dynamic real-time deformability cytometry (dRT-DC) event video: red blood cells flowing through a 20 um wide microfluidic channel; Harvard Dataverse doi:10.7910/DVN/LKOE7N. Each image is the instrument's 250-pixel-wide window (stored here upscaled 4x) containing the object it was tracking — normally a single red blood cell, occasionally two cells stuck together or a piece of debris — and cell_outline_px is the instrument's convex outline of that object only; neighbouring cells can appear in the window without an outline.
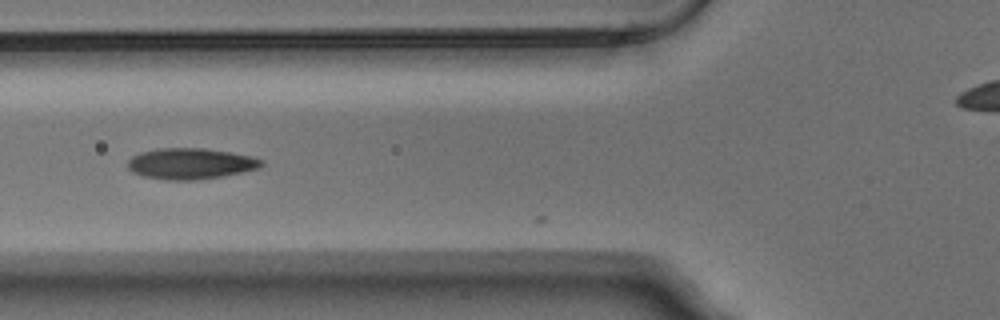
{"species": "Egyptian fruit bat (a non-hibernating species)", "species_latin": "Rousettus aegyptiacus", "temperature_condition": "warm", "stored_images_in_passage": 17, "camera_frame_rate_fps": 3000, "um_per_image_px": 0.085, "animal": {"sex": "male"}, "frame": {"image": 1, "passage_image": 16, "time_ms": 5.0, "image_size_px": [1000, 320], "cell_outline_px": [[264, 164], [260, 168], [224, 176], [196, 180], [164, 180], [144, 176], [132, 172], [128, 168], [128, 160], [132, 156], [140, 152], [156, 148], [204, 148], [252, 156], [264, 160]], "centroid_in_image_um": [16.2, 13.91], "position_along_channel_um": 109.6, "area_um2": 24.33}}